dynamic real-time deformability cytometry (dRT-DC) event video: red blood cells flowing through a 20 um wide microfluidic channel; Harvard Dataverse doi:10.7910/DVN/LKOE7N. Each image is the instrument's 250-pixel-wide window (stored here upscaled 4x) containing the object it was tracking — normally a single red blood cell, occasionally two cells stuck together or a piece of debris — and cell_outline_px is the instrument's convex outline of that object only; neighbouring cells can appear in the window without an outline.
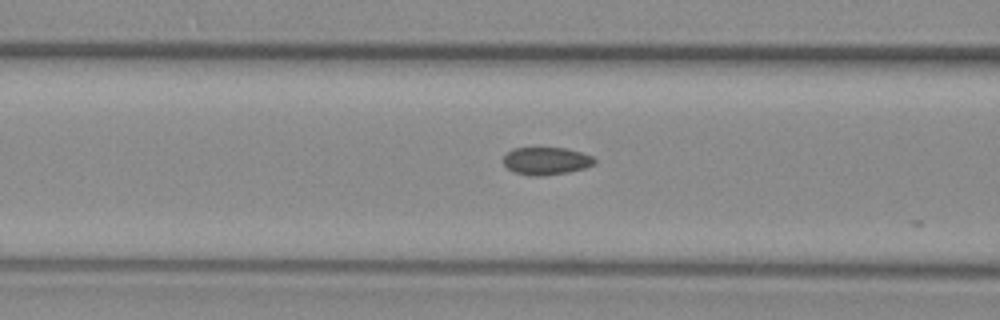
{"species": "common noctule bat (a hibernating species)", "species_latin": "Nyctalus noctula", "temperature_condition": "warm", "stored_images_in_passage": 9, "camera_frame_rate_fps": 3000, "um_per_image_px": 0.085, "animal": {"sex": "female", "body_mass_g": 29.2, "forearm_length_mm": 56.3}, "frame": {"image": 1, "passage_image": 4, "time_ms": 1.0, "image_size_px": [1000, 320], "cell_outline_px": [[596, 164], [584, 168], [568, 172], [540, 176], [532, 176], [516, 172], [508, 168], [504, 164], [504, 156], [512, 148], [568, 148], [592, 156], [596, 160]], "centroid_in_image_um": [46.45, 13.67], "position_along_channel_um": 120.1, "area_um2": 14.57}}
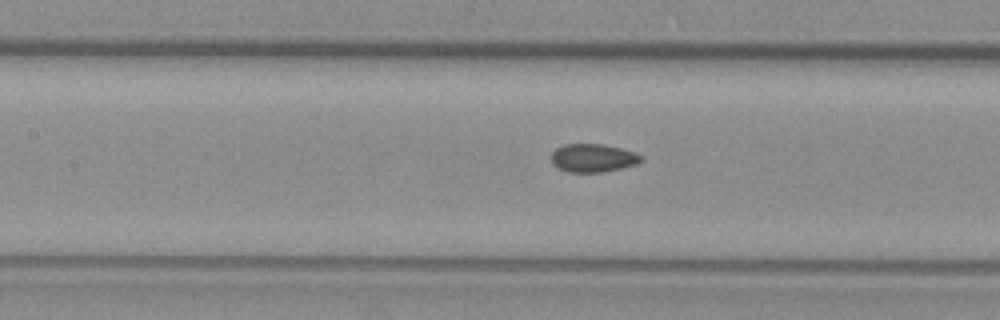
{"frame": {"image": 2, "passage_image": 7, "time_ms": 2.0, "image_size_px": [1000, 320], "cell_outline_px": [[644, 156], [636, 164], [620, 168], [600, 172], [568, 172], [556, 168], [552, 164], [552, 152], [556, 148], [564, 144], [604, 144], [620, 148]], "centroid_in_image_um": [50.35, 13.42], "position_along_channel_um": 157.0, "area_um2": 14.68}}